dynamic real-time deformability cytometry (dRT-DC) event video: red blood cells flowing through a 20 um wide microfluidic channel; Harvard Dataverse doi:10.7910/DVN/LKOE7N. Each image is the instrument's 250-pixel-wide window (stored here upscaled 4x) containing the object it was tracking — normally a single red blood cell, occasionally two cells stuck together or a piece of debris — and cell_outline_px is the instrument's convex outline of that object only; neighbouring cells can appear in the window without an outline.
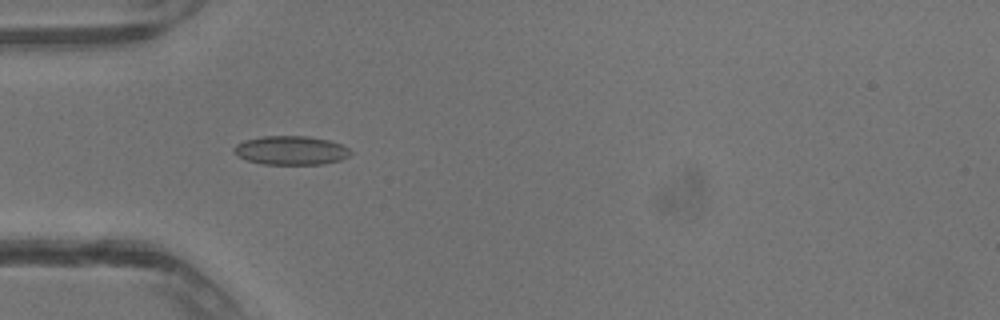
{"species": "common noctule bat (a hibernating species)", "species_latin": "Nyctalus noctula", "temperature_condition": "warm", "stored_images_in_passage": 30, "camera_frame_rate_fps": 3000, "um_per_image_px": 0.085, "animal": {"sex": "male", "body_mass_g": 13.3}, "frame": {"image": 1, "passage_image": 3, "time_ms": 0.667, "image_size_px": [1000, 320], "cell_outline_px": [[352, 152], [348, 156], [340, 160], [320, 164], [264, 164], [248, 160], [240, 156], [236, 152], [236, 144], [248, 140], [264, 136], [304, 136], [328, 140], [340, 144], [348, 148]], "centroid_in_image_um": [24.78, 12.78], "position_along_channel_um": 60.2, "area_um2": 19.07}}
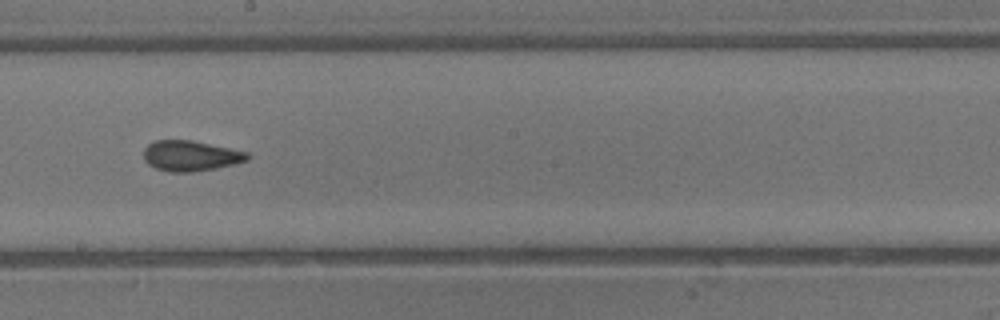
{"frame": {"image": 2, "passage_image": 13, "time_ms": 4.0, "image_size_px": [1000, 320], "cell_outline_px": [[248, 160], [232, 164], [212, 168], [188, 172], [172, 172], [156, 168], [148, 164], [144, 160], [144, 148], [148, 144], [156, 140], [188, 140], [248, 152]], "centroid_in_image_um": [16.14, 13.24], "position_along_channel_um": 232.1, "area_um2": 17.92}}
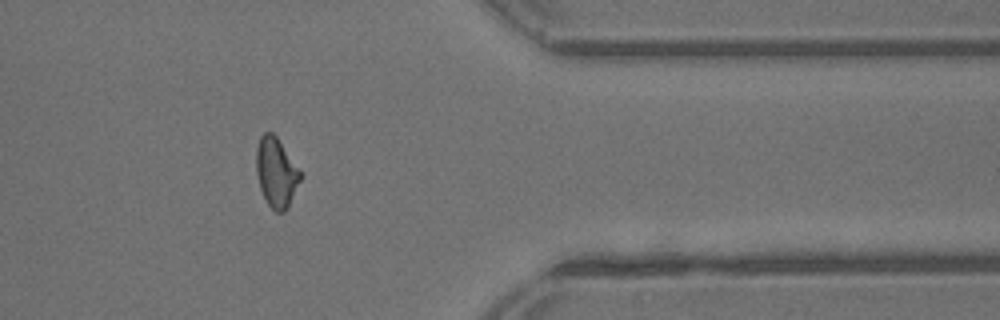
{"frame": {"image": 3, "passage_image": 23, "time_ms": 7.333, "image_size_px": [1000, 320], "cell_outline_px": [[300, 180], [288, 208], [284, 212], [276, 212], [268, 204], [260, 188], [256, 172], [256, 148], [260, 136], [264, 132], [272, 132], [276, 136], [300, 172]], "centroid_in_image_um": [23.45, 14.66], "position_along_channel_um": 388.0, "area_um2": 17.51}}